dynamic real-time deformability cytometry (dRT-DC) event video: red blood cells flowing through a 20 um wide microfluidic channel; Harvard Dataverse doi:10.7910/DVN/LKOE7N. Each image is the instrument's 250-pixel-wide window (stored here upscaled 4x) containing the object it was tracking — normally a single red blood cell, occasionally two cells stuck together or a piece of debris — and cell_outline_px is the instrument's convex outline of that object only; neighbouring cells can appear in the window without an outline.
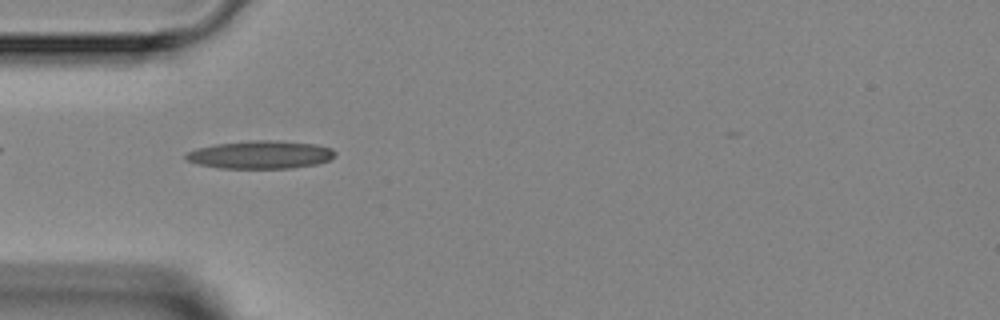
{"species": "Egyptian fruit bat (a non-hibernating species)", "species_latin": "Rousettus aegyptiacus", "temperature_condition": "room temperature", "stored_images_in_passage": 5, "camera_frame_rate_fps": 3000, "um_per_image_px": 0.085, "animal": {"sex": "female"}, "frame": {"image": 1, "passage_image": 3, "time_ms": 3.0, "image_size_px": [1000, 320], "cell_outline_px": [[336, 156], [328, 160], [316, 164], [292, 168], [220, 168], [200, 164], [188, 160], [184, 156], [188, 152], [196, 148], [216, 144], [248, 140], [280, 140], [316, 144], [332, 148], [336, 152]], "centroid_in_image_um": [22.18, 13.13], "position_along_channel_um": 62.8, "area_um2": 24.39}}
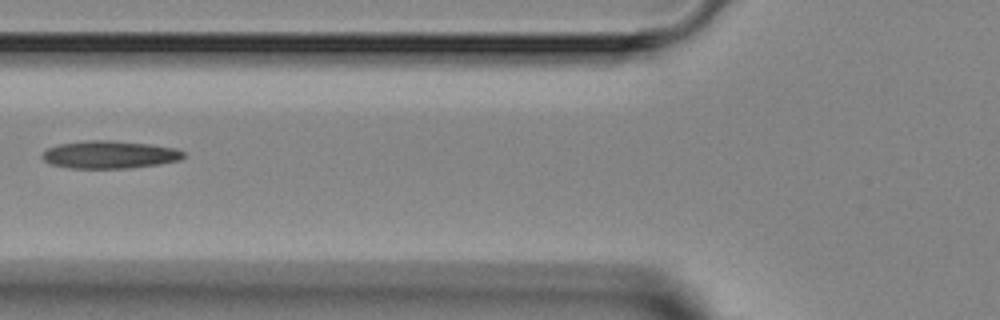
{"frame": {"image": 2, "passage_image": 4, "time_ms": 4.333, "image_size_px": [1000, 320], "cell_outline_px": [[184, 156], [180, 160], [160, 164], [128, 168], [68, 168], [52, 164], [44, 160], [40, 156], [48, 148], [60, 144], [84, 140], [112, 140], [152, 144], [176, 148], [184, 152]], "centroid_in_image_um": [9.33, 13.13], "position_along_channel_um": 116.5, "area_um2": 22.89}}
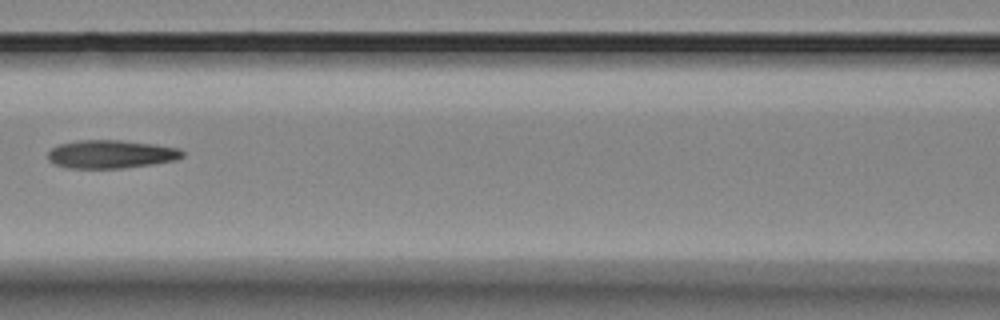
{"frame": {"image": 3, "passage_image": 5, "time_ms": 5.333, "image_size_px": [1000, 320], "cell_outline_px": [[184, 156], [176, 160], [152, 164], [120, 168], [72, 168], [56, 164], [48, 160], [48, 152], [52, 148], [60, 144], [76, 140], [120, 140], [156, 144], [180, 148], [184, 152]], "centroid_in_image_um": [9.47, 13.09], "position_along_channel_um": 157.1, "area_um2": 22.14}}